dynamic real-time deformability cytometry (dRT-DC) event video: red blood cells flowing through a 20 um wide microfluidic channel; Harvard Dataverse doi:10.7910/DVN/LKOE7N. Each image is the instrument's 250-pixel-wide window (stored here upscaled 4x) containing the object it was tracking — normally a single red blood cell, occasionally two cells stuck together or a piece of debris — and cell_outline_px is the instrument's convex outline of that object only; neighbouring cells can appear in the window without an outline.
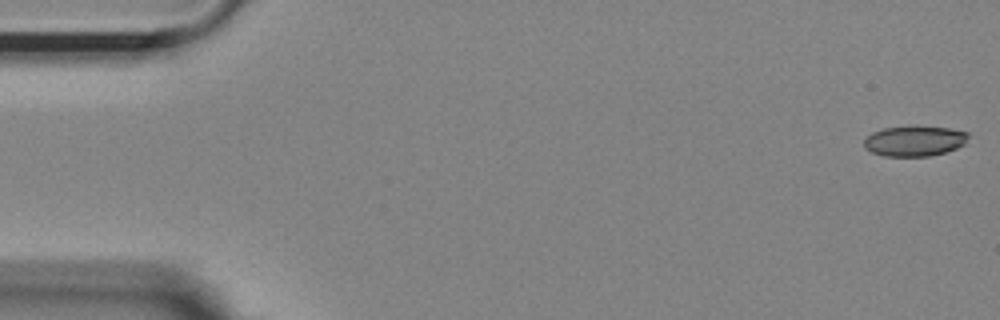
{"species": "Egyptian fruit bat (a non-hibernating species)", "species_latin": "Rousettus aegyptiacus", "temperature_condition": "room temperature", "stored_images_in_passage": 13, "camera_frame_rate_fps": 3000, "um_per_image_px": 0.085, "animal": {"sex": "female"}, "frame": {"image": 1, "passage_image": 1, "time_ms": 0.0, "image_size_px": [1000, 320], "cell_outline_px": [[968, 136], [964, 144], [956, 148], [944, 152], [928, 156], [884, 156], [872, 152], [864, 148], [864, 140], [872, 132], [884, 128], [948, 128], [968, 132]], "centroid_in_image_um": [77.71, 12.01], "position_along_channel_um": 7.3, "area_um2": 17.8}}